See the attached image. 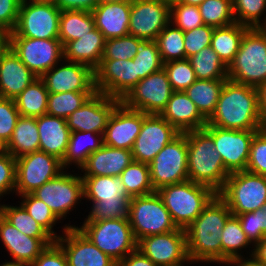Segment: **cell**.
Segmentation results:
<instances>
[{
  "mask_svg": "<svg viewBox=\"0 0 266 266\" xmlns=\"http://www.w3.org/2000/svg\"><path fill=\"white\" fill-rule=\"evenodd\" d=\"M207 125L232 130L265 128L259 107L258 88L227 79Z\"/></svg>",
  "mask_w": 266,
  "mask_h": 266,
  "instance_id": "obj_1",
  "label": "cell"
},
{
  "mask_svg": "<svg viewBox=\"0 0 266 266\" xmlns=\"http://www.w3.org/2000/svg\"><path fill=\"white\" fill-rule=\"evenodd\" d=\"M231 215L227 204L216 195L185 229L187 254L191 263H222L220 234Z\"/></svg>",
  "mask_w": 266,
  "mask_h": 266,
  "instance_id": "obj_2",
  "label": "cell"
},
{
  "mask_svg": "<svg viewBox=\"0 0 266 266\" xmlns=\"http://www.w3.org/2000/svg\"><path fill=\"white\" fill-rule=\"evenodd\" d=\"M188 147V180L206 185L218 193L230 175L212 137L204 130L186 132Z\"/></svg>",
  "mask_w": 266,
  "mask_h": 266,
  "instance_id": "obj_3",
  "label": "cell"
},
{
  "mask_svg": "<svg viewBox=\"0 0 266 266\" xmlns=\"http://www.w3.org/2000/svg\"><path fill=\"white\" fill-rule=\"evenodd\" d=\"M81 178L84 184V198L93 203L85 221L128 218L131 197L127 194L119 176Z\"/></svg>",
  "mask_w": 266,
  "mask_h": 266,
  "instance_id": "obj_4",
  "label": "cell"
},
{
  "mask_svg": "<svg viewBox=\"0 0 266 266\" xmlns=\"http://www.w3.org/2000/svg\"><path fill=\"white\" fill-rule=\"evenodd\" d=\"M228 79L259 88L266 82V28H249L228 67Z\"/></svg>",
  "mask_w": 266,
  "mask_h": 266,
  "instance_id": "obj_5",
  "label": "cell"
},
{
  "mask_svg": "<svg viewBox=\"0 0 266 266\" xmlns=\"http://www.w3.org/2000/svg\"><path fill=\"white\" fill-rule=\"evenodd\" d=\"M157 193L177 228L186 229L217 195L210 187L190 180L164 186Z\"/></svg>",
  "mask_w": 266,
  "mask_h": 266,
  "instance_id": "obj_6",
  "label": "cell"
},
{
  "mask_svg": "<svg viewBox=\"0 0 266 266\" xmlns=\"http://www.w3.org/2000/svg\"><path fill=\"white\" fill-rule=\"evenodd\" d=\"M78 228L117 264L137 250V240L128 218L84 221Z\"/></svg>",
  "mask_w": 266,
  "mask_h": 266,
  "instance_id": "obj_7",
  "label": "cell"
},
{
  "mask_svg": "<svg viewBox=\"0 0 266 266\" xmlns=\"http://www.w3.org/2000/svg\"><path fill=\"white\" fill-rule=\"evenodd\" d=\"M128 220L137 242L150 235L178 229L157 191L132 197L129 201Z\"/></svg>",
  "mask_w": 266,
  "mask_h": 266,
  "instance_id": "obj_8",
  "label": "cell"
},
{
  "mask_svg": "<svg viewBox=\"0 0 266 266\" xmlns=\"http://www.w3.org/2000/svg\"><path fill=\"white\" fill-rule=\"evenodd\" d=\"M217 195L232 215L256 211L266 203V177L246 170L231 173Z\"/></svg>",
  "mask_w": 266,
  "mask_h": 266,
  "instance_id": "obj_9",
  "label": "cell"
},
{
  "mask_svg": "<svg viewBox=\"0 0 266 266\" xmlns=\"http://www.w3.org/2000/svg\"><path fill=\"white\" fill-rule=\"evenodd\" d=\"M150 180L154 191L188 180V147L186 132L180 133L151 161Z\"/></svg>",
  "mask_w": 266,
  "mask_h": 266,
  "instance_id": "obj_10",
  "label": "cell"
},
{
  "mask_svg": "<svg viewBox=\"0 0 266 266\" xmlns=\"http://www.w3.org/2000/svg\"><path fill=\"white\" fill-rule=\"evenodd\" d=\"M61 10L52 2L22 1L11 37L59 39Z\"/></svg>",
  "mask_w": 266,
  "mask_h": 266,
  "instance_id": "obj_11",
  "label": "cell"
},
{
  "mask_svg": "<svg viewBox=\"0 0 266 266\" xmlns=\"http://www.w3.org/2000/svg\"><path fill=\"white\" fill-rule=\"evenodd\" d=\"M173 92L167 73L162 68L141 79L120 102L130 109L160 115Z\"/></svg>",
  "mask_w": 266,
  "mask_h": 266,
  "instance_id": "obj_12",
  "label": "cell"
},
{
  "mask_svg": "<svg viewBox=\"0 0 266 266\" xmlns=\"http://www.w3.org/2000/svg\"><path fill=\"white\" fill-rule=\"evenodd\" d=\"M63 170L61 160L44 151L23 155L16 159L15 193L18 196L33 193Z\"/></svg>",
  "mask_w": 266,
  "mask_h": 266,
  "instance_id": "obj_13",
  "label": "cell"
},
{
  "mask_svg": "<svg viewBox=\"0 0 266 266\" xmlns=\"http://www.w3.org/2000/svg\"><path fill=\"white\" fill-rule=\"evenodd\" d=\"M213 139L226 171L231 174L246 170L251 142L260 130H232L206 125L203 128Z\"/></svg>",
  "mask_w": 266,
  "mask_h": 266,
  "instance_id": "obj_14",
  "label": "cell"
},
{
  "mask_svg": "<svg viewBox=\"0 0 266 266\" xmlns=\"http://www.w3.org/2000/svg\"><path fill=\"white\" fill-rule=\"evenodd\" d=\"M43 201L61 220L69 214L73 206L84 198V184L81 176L68 174L65 171L46 182L32 193Z\"/></svg>",
  "mask_w": 266,
  "mask_h": 266,
  "instance_id": "obj_15",
  "label": "cell"
},
{
  "mask_svg": "<svg viewBox=\"0 0 266 266\" xmlns=\"http://www.w3.org/2000/svg\"><path fill=\"white\" fill-rule=\"evenodd\" d=\"M11 49L38 78L64 59L59 39L11 37Z\"/></svg>",
  "mask_w": 266,
  "mask_h": 266,
  "instance_id": "obj_16",
  "label": "cell"
},
{
  "mask_svg": "<svg viewBox=\"0 0 266 266\" xmlns=\"http://www.w3.org/2000/svg\"><path fill=\"white\" fill-rule=\"evenodd\" d=\"M179 134L161 115L143 113V123L131 149L134 161L150 164Z\"/></svg>",
  "mask_w": 266,
  "mask_h": 266,
  "instance_id": "obj_17",
  "label": "cell"
},
{
  "mask_svg": "<svg viewBox=\"0 0 266 266\" xmlns=\"http://www.w3.org/2000/svg\"><path fill=\"white\" fill-rule=\"evenodd\" d=\"M137 249L157 266H183L190 262L184 229L150 235L137 242Z\"/></svg>",
  "mask_w": 266,
  "mask_h": 266,
  "instance_id": "obj_18",
  "label": "cell"
},
{
  "mask_svg": "<svg viewBox=\"0 0 266 266\" xmlns=\"http://www.w3.org/2000/svg\"><path fill=\"white\" fill-rule=\"evenodd\" d=\"M94 74L96 92L120 100L138 83L133 59H102Z\"/></svg>",
  "mask_w": 266,
  "mask_h": 266,
  "instance_id": "obj_19",
  "label": "cell"
},
{
  "mask_svg": "<svg viewBox=\"0 0 266 266\" xmlns=\"http://www.w3.org/2000/svg\"><path fill=\"white\" fill-rule=\"evenodd\" d=\"M169 23V4L157 0H131L130 35L155 41Z\"/></svg>",
  "mask_w": 266,
  "mask_h": 266,
  "instance_id": "obj_20",
  "label": "cell"
},
{
  "mask_svg": "<svg viewBox=\"0 0 266 266\" xmlns=\"http://www.w3.org/2000/svg\"><path fill=\"white\" fill-rule=\"evenodd\" d=\"M119 103L120 99L95 92L80 108L68 116L67 125L71 132L91 131L103 134L109 117Z\"/></svg>",
  "mask_w": 266,
  "mask_h": 266,
  "instance_id": "obj_21",
  "label": "cell"
},
{
  "mask_svg": "<svg viewBox=\"0 0 266 266\" xmlns=\"http://www.w3.org/2000/svg\"><path fill=\"white\" fill-rule=\"evenodd\" d=\"M63 230L65 236L60 235L55 241L65 252L68 266H117L78 226L65 225Z\"/></svg>",
  "mask_w": 266,
  "mask_h": 266,
  "instance_id": "obj_22",
  "label": "cell"
},
{
  "mask_svg": "<svg viewBox=\"0 0 266 266\" xmlns=\"http://www.w3.org/2000/svg\"><path fill=\"white\" fill-rule=\"evenodd\" d=\"M49 93L96 92L94 70L82 63L53 66L40 77Z\"/></svg>",
  "mask_w": 266,
  "mask_h": 266,
  "instance_id": "obj_23",
  "label": "cell"
},
{
  "mask_svg": "<svg viewBox=\"0 0 266 266\" xmlns=\"http://www.w3.org/2000/svg\"><path fill=\"white\" fill-rule=\"evenodd\" d=\"M143 123V112L125 107L121 102L109 117L103 144L131 150Z\"/></svg>",
  "mask_w": 266,
  "mask_h": 266,
  "instance_id": "obj_24",
  "label": "cell"
},
{
  "mask_svg": "<svg viewBox=\"0 0 266 266\" xmlns=\"http://www.w3.org/2000/svg\"><path fill=\"white\" fill-rule=\"evenodd\" d=\"M0 240L11 254L13 262L30 266L41 252L51 245L54 238H35L23 234L2 215L0 216Z\"/></svg>",
  "mask_w": 266,
  "mask_h": 266,
  "instance_id": "obj_25",
  "label": "cell"
},
{
  "mask_svg": "<svg viewBox=\"0 0 266 266\" xmlns=\"http://www.w3.org/2000/svg\"><path fill=\"white\" fill-rule=\"evenodd\" d=\"M160 115L180 133L200 130L207 125V120L185 91H174Z\"/></svg>",
  "mask_w": 266,
  "mask_h": 266,
  "instance_id": "obj_26",
  "label": "cell"
},
{
  "mask_svg": "<svg viewBox=\"0 0 266 266\" xmlns=\"http://www.w3.org/2000/svg\"><path fill=\"white\" fill-rule=\"evenodd\" d=\"M91 12L96 28L104 35L106 40L129 34L131 0L98 3Z\"/></svg>",
  "mask_w": 266,
  "mask_h": 266,
  "instance_id": "obj_27",
  "label": "cell"
},
{
  "mask_svg": "<svg viewBox=\"0 0 266 266\" xmlns=\"http://www.w3.org/2000/svg\"><path fill=\"white\" fill-rule=\"evenodd\" d=\"M134 161L131 150L113 148L103 144L97 151L88 156L81 167L83 176L117 177Z\"/></svg>",
  "mask_w": 266,
  "mask_h": 266,
  "instance_id": "obj_28",
  "label": "cell"
},
{
  "mask_svg": "<svg viewBox=\"0 0 266 266\" xmlns=\"http://www.w3.org/2000/svg\"><path fill=\"white\" fill-rule=\"evenodd\" d=\"M38 77L10 49L0 63V97L14 99Z\"/></svg>",
  "mask_w": 266,
  "mask_h": 266,
  "instance_id": "obj_29",
  "label": "cell"
},
{
  "mask_svg": "<svg viewBox=\"0 0 266 266\" xmlns=\"http://www.w3.org/2000/svg\"><path fill=\"white\" fill-rule=\"evenodd\" d=\"M40 150L63 159L69 143L70 129L66 119L48 114L37 117Z\"/></svg>",
  "mask_w": 266,
  "mask_h": 266,
  "instance_id": "obj_30",
  "label": "cell"
},
{
  "mask_svg": "<svg viewBox=\"0 0 266 266\" xmlns=\"http://www.w3.org/2000/svg\"><path fill=\"white\" fill-rule=\"evenodd\" d=\"M105 42L104 35L95 28L63 46L64 60L86 64L95 70L101 63Z\"/></svg>",
  "mask_w": 266,
  "mask_h": 266,
  "instance_id": "obj_31",
  "label": "cell"
},
{
  "mask_svg": "<svg viewBox=\"0 0 266 266\" xmlns=\"http://www.w3.org/2000/svg\"><path fill=\"white\" fill-rule=\"evenodd\" d=\"M38 150H40V138L37 118L20 116L10 140L4 146V151L17 159Z\"/></svg>",
  "mask_w": 266,
  "mask_h": 266,
  "instance_id": "obj_32",
  "label": "cell"
},
{
  "mask_svg": "<svg viewBox=\"0 0 266 266\" xmlns=\"http://www.w3.org/2000/svg\"><path fill=\"white\" fill-rule=\"evenodd\" d=\"M85 137V138H84ZM88 140V141H85ZM84 140V141H83ZM103 146V134L87 131L70 133L66 153L61 160L63 168L76 164L78 168L86 163L88 156Z\"/></svg>",
  "mask_w": 266,
  "mask_h": 266,
  "instance_id": "obj_33",
  "label": "cell"
},
{
  "mask_svg": "<svg viewBox=\"0 0 266 266\" xmlns=\"http://www.w3.org/2000/svg\"><path fill=\"white\" fill-rule=\"evenodd\" d=\"M227 79H197L185 93L196 105L201 115L208 120L214 113L220 93Z\"/></svg>",
  "mask_w": 266,
  "mask_h": 266,
  "instance_id": "obj_34",
  "label": "cell"
},
{
  "mask_svg": "<svg viewBox=\"0 0 266 266\" xmlns=\"http://www.w3.org/2000/svg\"><path fill=\"white\" fill-rule=\"evenodd\" d=\"M248 29L249 27L236 22L229 26L214 28L211 48L227 67L233 62L242 37Z\"/></svg>",
  "mask_w": 266,
  "mask_h": 266,
  "instance_id": "obj_35",
  "label": "cell"
},
{
  "mask_svg": "<svg viewBox=\"0 0 266 266\" xmlns=\"http://www.w3.org/2000/svg\"><path fill=\"white\" fill-rule=\"evenodd\" d=\"M49 92L41 78H37L14 98L20 116L40 117L47 114Z\"/></svg>",
  "mask_w": 266,
  "mask_h": 266,
  "instance_id": "obj_36",
  "label": "cell"
},
{
  "mask_svg": "<svg viewBox=\"0 0 266 266\" xmlns=\"http://www.w3.org/2000/svg\"><path fill=\"white\" fill-rule=\"evenodd\" d=\"M95 28L92 12L78 10L61 11L59 40L63 46L67 42L82 38V36Z\"/></svg>",
  "mask_w": 266,
  "mask_h": 266,
  "instance_id": "obj_37",
  "label": "cell"
},
{
  "mask_svg": "<svg viewBox=\"0 0 266 266\" xmlns=\"http://www.w3.org/2000/svg\"><path fill=\"white\" fill-rule=\"evenodd\" d=\"M188 60L197 79H228V67L211 46L204 47L198 53L189 57Z\"/></svg>",
  "mask_w": 266,
  "mask_h": 266,
  "instance_id": "obj_38",
  "label": "cell"
},
{
  "mask_svg": "<svg viewBox=\"0 0 266 266\" xmlns=\"http://www.w3.org/2000/svg\"><path fill=\"white\" fill-rule=\"evenodd\" d=\"M222 245V264L235 258L243 257L239 250L246 248L251 244L250 240L244 233L241 223L237 216L231 215L220 234ZM239 249V250H238Z\"/></svg>",
  "mask_w": 266,
  "mask_h": 266,
  "instance_id": "obj_39",
  "label": "cell"
},
{
  "mask_svg": "<svg viewBox=\"0 0 266 266\" xmlns=\"http://www.w3.org/2000/svg\"><path fill=\"white\" fill-rule=\"evenodd\" d=\"M119 177L131 198L155 192L150 180V167L147 163L133 161Z\"/></svg>",
  "mask_w": 266,
  "mask_h": 266,
  "instance_id": "obj_40",
  "label": "cell"
},
{
  "mask_svg": "<svg viewBox=\"0 0 266 266\" xmlns=\"http://www.w3.org/2000/svg\"><path fill=\"white\" fill-rule=\"evenodd\" d=\"M155 41L163 63L186 59L184 32L172 23L160 32Z\"/></svg>",
  "mask_w": 266,
  "mask_h": 266,
  "instance_id": "obj_41",
  "label": "cell"
},
{
  "mask_svg": "<svg viewBox=\"0 0 266 266\" xmlns=\"http://www.w3.org/2000/svg\"><path fill=\"white\" fill-rule=\"evenodd\" d=\"M198 9L204 25L218 28L236 22L232 0H204Z\"/></svg>",
  "mask_w": 266,
  "mask_h": 266,
  "instance_id": "obj_42",
  "label": "cell"
},
{
  "mask_svg": "<svg viewBox=\"0 0 266 266\" xmlns=\"http://www.w3.org/2000/svg\"><path fill=\"white\" fill-rule=\"evenodd\" d=\"M95 92H63L49 93L47 114L67 119L70 114L80 108Z\"/></svg>",
  "mask_w": 266,
  "mask_h": 266,
  "instance_id": "obj_43",
  "label": "cell"
},
{
  "mask_svg": "<svg viewBox=\"0 0 266 266\" xmlns=\"http://www.w3.org/2000/svg\"><path fill=\"white\" fill-rule=\"evenodd\" d=\"M2 216L23 234L35 238H53L21 206L2 205Z\"/></svg>",
  "mask_w": 266,
  "mask_h": 266,
  "instance_id": "obj_44",
  "label": "cell"
},
{
  "mask_svg": "<svg viewBox=\"0 0 266 266\" xmlns=\"http://www.w3.org/2000/svg\"><path fill=\"white\" fill-rule=\"evenodd\" d=\"M136 60L138 82L163 68V62L156 41L142 40L137 47Z\"/></svg>",
  "mask_w": 266,
  "mask_h": 266,
  "instance_id": "obj_45",
  "label": "cell"
},
{
  "mask_svg": "<svg viewBox=\"0 0 266 266\" xmlns=\"http://www.w3.org/2000/svg\"><path fill=\"white\" fill-rule=\"evenodd\" d=\"M266 11V0H233L236 23L249 28H262L261 16Z\"/></svg>",
  "mask_w": 266,
  "mask_h": 266,
  "instance_id": "obj_46",
  "label": "cell"
},
{
  "mask_svg": "<svg viewBox=\"0 0 266 266\" xmlns=\"http://www.w3.org/2000/svg\"><path fill=\"white\" fill-rule=\"evenodd\" d=\"M21 197L24 199L20 205L56 240L59 235L57 236L52 229L59 219L51 209L32 193L23 194Z\"/></svg>",
  "mask_w": 266,
  "mask_h": 266,
  "instance_id": "obj_47",
  "label": "cell"
},
{
  "mask_svg": "<svg viewBox=\"0 0 266 266\" xmlns=\"http://www.w3.org/2000/svg\"><path fill=\"white\" fill-rule=\"evenodd\" d=\"M163 68L174 91H185L197 80L188 59L168 61Z\"/></svg>",
  "mask_w": 266,
  "mask_h": 266,
  "instance_id": "obj_48",
  "label": "cell"
},
{
  "mask_svg": "<svg viewBox=\"0 0 266 266\" xmlns=\"http://www.w3.org/2000/svg\"><path fill=\"white\" fill-rule=\"evenodd\" d=\"M142 40L130 34L119 38L107 39L102 59H133L137 53L138 44Z\"/></svg>",
  "mask_w": 266,
  "mask_h": 266,
  "instance_id": "obj_49",
  "label": "cell"
},
{
  "mask_svg": "<svg viewBox=\"0 0 266 266\" xmlns=\"http://www.w3.org/2000/svg\"><path fill=\"white\" fill-rule=\"evenodd\" d=\"M170 23L180 28L183 32L204 25L198 6L183 3L170 5Z\"/></svg>",
  "mask_w": 266,
  "mask_h": 266,
  "instance_id": "obj_50",
  "label": "cell"
},
{
  "mask_svg": "<svg viewBox=\"0 0 266 266\" xmlns=\"http://www.w3.org/2000/svg\"><path fill=\"white\" fill-rule=\"evenodd\" d=\"M246 171L266 177V127L254 135Z\"/></svg>",
  "mask_w": 266,
  "mask_h": 266,
  "instance_id": "obj_51",
  "label": "cell"
},
{
  "mask_svg": "<svg viewBox=\"0 0 266 266\" xmlns=\"http://www.w3.org/2000/svg\"><path fill=\"white\" fill-rule=\"evenodd\" d=\"M19 117L14 99L0 97V143L3 146L10 140Z\"/></svg>",
  "mask_w": 266,
  "mask_h": 266,
  "instance_id": "obj_52",
  "label": "cell"
},
{
  "mask_svg": "<svg viewBox=\"0 0 266 266\" xmlns=\"http://www.w3.org/2000/svg\"><path fill=\"white\" fill-rule=\"evenodd\" d=\"M214 27L203 25L184 32V47L186 59L198 53L201 49L211 46Z\"/></svg>",
  "mask_w": 266,
  "mask_h": 266,
  "instance_id": "obj_53",
  "label": "cell"
},
{
  "mask_svg": "<svg viewBox=\"0 0 266 266\" xmlns=\"http://www.w3.org/2000/svg\"><path fill=\"white\" fill-rule=\"evenodd\" d=\"M16 186V159L6 151L0 152V197L14 192ZM1 199V198H0Z\"/></svg>",
  "mask_w": 266,
  "mask_h": 266,
  "instance_id": "obj_54",
  "label": "cell"
},
{
  "mask_svg": "<svg viewBox=\"0 0 266 266\" xmlns=\"http://www.w3.org/2000/svg\"><path fill=\"white\" fill-rule=\"evenodd\" d=\"M30 266H68L62 247L54 241L48 245Z\"/></svg>",
  "mask_w": 266,
  "mask_h": 266,
  "instance_id": "obj_55",
  "label": "cell"
},
{
  "mask_svg": "<svg viewBox=\"0 0 266 266\" xmlns=\"http://www.w3.org/2000/svg\"><path fill=\"white\" fill-rule=\"evenodd\" d=\"M22 0H0V29L13 32Z\"/></svg>",
  "mask_w": 266,
  "mask_h": 266,
  "instance_id": "obj_56",
  "label": "cell"
},
{
  "mask_svg": "<svg viewBox=\"0 0 266 266\" xmlns=\"http://www.w3.org/2000/svg\"><path fill=\"white\" fill-rule=\"evenodd\" d=\"M235 216L238 217L242 229L251 243L255 244L265 238L261 233V228H258L257 215L253 212H247Z\"/></svg>",
  "mask_w": 266,
  "mask_h": 266,
  "instance_id": "obj_57",
  "label": "cell"
},
{
  "mask_svg": "<svg viewBox=\"0 0 266 266\" xmlns=\"http://www.w3.org/2000/svg\"><path fill=\"white\" fill-rule=\"evenodd\" d=\"M61 11H88L91 12L99 3V0H52Z\"/></svg>",
  "mask_w": 266,
  "mask_h": 266,
  "instance_id": "obj_58",
  "label": "cell"
},
{
  "mask_svg": "<svg viewBox=\"0 0 266 266\" xmlns=\"http://www.w3.org/2000/svg\"><path fill=\"white\" fill-rule=\"evenodd\" d=\"M117 266H157L148 257L144 256L138 249L129 253Z\"/></svg>",
  "mask_w": 266,
  "mask_h": 266,
  "instance_id": "obj_59",
  "label": "cell"
},
{
  "mask_svg": "<svg viewBox=\"0 0 266 266\" xmlns=\"http://www.w3.org/2000/svg\"><path fill=\"white\" fill-rule=\"evenodd\" d=\"M254 251H251V255L256 261L266 266V237L260 242L255 243Z\"/></svg>",
  "mask_w": 266,
  "mask_h": 266,
  "instance_id": "obj_60",
  "label": "cell"
},
{
  "mask_svg": "<svg viewBox=\"0 0 266 266\" xmlns=\"http://www.w3.org/2000/svg\"><path fill=\"white\" fill-rule=\"evenodd\" d=\"M11 49V32L0 29V63Z\"/></svg>",
  "mask_w": 266,
  "mask_h": 266,
  "instance_id": "obj_61",
  "label": "cell"
},
{
  "mask_svg": "<svg viewBox=\"0 0 266 266\" xmlns=\"http://www.w3.org/2000/svg\"><path fill=\"white\" fill-rule=\"evenodd\" d=\"M259 92V107L261 116L266 127V82L258 88Z\"/></svg>",
  "mask_w": 266,
  "mask_h": 266,
  "instance_id": "obj_62",
  "label": "cell"
},
{
  "mask_svg": "<svg viewBox=\"0 0 266 266\" xmlns=\"http://www.w3.org/2000/svg\"><path fill=\"white\" fill-rule=\"evenodd\" d=\"M253 213L257 215L258 228H261V233L266 237V203Z\"/></svg>",
  "mask_w": 266,
  "mask_h": 266,
  "instance_id": "obj_63",
  "label": "cell"
},
{
  "mask_svg": "<svg viewBox=\"0 0 266 266\" xmlns=\"http://www.w3.org/2000/svg\"><path fill=\"white\" fill-rule=\"evenodd\" d=\"M244 257H239L235 259L229 260L226 264L227 265H237V266H264L260 262L256 261L252 256L247 260L243 259Z\"/></svg>",
  "mask_w": 266,
  "mask_h": 266,
  "instance_id": "obj_64",
  "label": "cell"
},
{
  "mask_svg": "<svg viewBox=\"0 0 266 266\" xmlns=\"http://www.w3.org/2000/svg\"><path fill=\"white\" fill-rule=\"evenodd\" d=\"M204 0H177V3L199 6Z\"/></svg>",
  "mask_w": 266,
  "mask_h": 266,
  "instance_id": "obj_65",
  "label": "cell"
},
{
  "mask_svg": "<svg viewBox=\"0 0 266 266\" xmlns=\"http://www.w3.org/2000/svg\"><path fill=\"white\" fill-rule=\"evenodd\" d=\"M0 266H28V265H22V264H19V263H16V262H5L3 264H1Z\"/></svg>",
  "mask_w": 266,
  "mask_h": 266,
  "instance_id": "obj_66",
  "label": "cell"
},
{
  "mask_svg": "<svg viewBox=\"0 0 266 266\" xmlns=\"http://www.w3.org/2000/svg\"><path fill=\"white\" fill-rule=\"evenodd\" d=\"M128 0H99V3L122 2Z\"/></svg>",
  "mask_w": 266,
  "mask_h": 266,
  "instance_id": "obj_67",
  "label": "cell"
},
{
  "mask_svg": "<svg viewBox=\"0 0 266 266\" xmlns=\"http://www.w3.org/2000/svg\"><path fill=\"white\" fill-rule=\"evenodd\" d=\"M157 1H161V2L167 3L169 5L177 3V0H157Z\"/></svg>",
  "mask_w": 266,
  "mask_h": 266,
  "instance_id": "obj_68",
  "label": "cell"
},
{
  "mask_svg": "<svg viewBox=\"0 0 266 266\" xmlns=\"http://www.w3.org/2000/svg\"><path fill=\"white\" fill-rule=\"evenodd\" d=\"M27 1V0H22ZM29 2H52V0H29Z\"/></svg>",
  "mask_w": 266,
  "mask_h": 266,
  "instance_id": "obj_69",
  "label": "cell"
},
{
  "mask_svg": "<svg viewBox=\"0 0 266 266\" xmlns=\"http://www.w3.org/2000/svg\"><path fill=\"white\" fill-rule=\"evenodd\" d=\"M262 28H266V17L264 18V21L262 23Z\"/></svg>",
  "mask_w": 266,
  "mask_h": 266,
  "instance_id": "obj_70",
  "label": "cell"
},
{
  "mask_svg": "<svg viewBox=\"0 0 266 266\" xmlns=\"http://www.w3.org/2000/svg\"><path fill=\"white\" fill-rule=\"evenodd\" d=\"M4 151V146L0 143V152Z\"/></svg>",
  "mask_w": 266,
  "mask_h": 266,
  "instance_id": "obj_71",
  "label": "cell"
},
{
  "mask_svg": "<svg viewBox=\"0 0 266 266\" xmlns=\"http://www.w3.org/2000/svg\"><path fill=\"white\" fill-rule=\"evenodd\" d=\"M2 215V205L0 204V216Z\"/></svg>",
  "mask_w": 266,
  "mask_h": 266,
  "instance_id": "obj_72",
  "label": "cell"
}]
</instances>
